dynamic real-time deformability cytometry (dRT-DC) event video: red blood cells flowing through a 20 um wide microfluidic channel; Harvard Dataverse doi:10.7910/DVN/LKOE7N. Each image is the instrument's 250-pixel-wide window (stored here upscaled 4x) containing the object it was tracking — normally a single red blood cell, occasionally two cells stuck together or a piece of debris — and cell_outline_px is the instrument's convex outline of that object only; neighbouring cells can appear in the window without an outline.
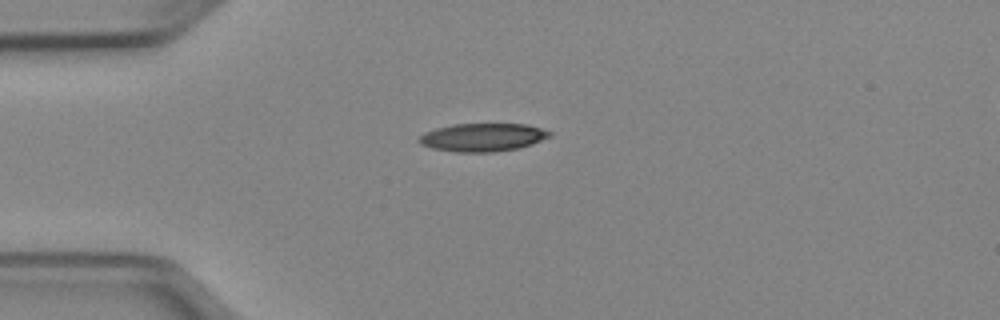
{"species": "Egyptian fruit bat (a non-hibernating species)", "species_latin": "Rousettus aegyptiacus", "temperature_condition": "cold", "stored_images_in_passage": 39, "camera_frame_rate_fps": 3000, "um_per_image_px": 0.085, "animal": {"sex": "female"}, "frame": {"image": 1, "passage_image": 1, "time_ms": 0.0, "image_size_px": [1000, 320], "cell_outline_px": [[552, 136], [532, 144], [520, 148], [492, 152], [456, 152], [432, 148], [420, 144], [416, 140], [424, 132], [436, 128], [452, 124], [528, 124], [552, 132]], "centroid_in_image_um": [41.02, 11.67], "position_along_channel_um": 44.0, "area_um2": 21.56}}
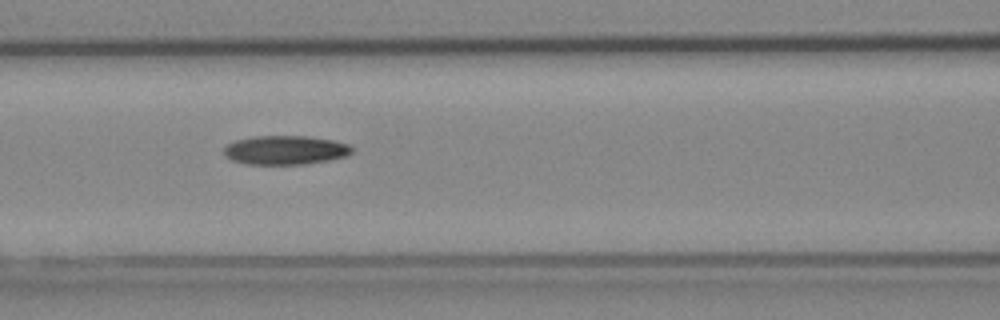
{"frame": {"image": 2, "passage_image": 10, "time_ms": 3.0, "image_size_px": [1000, 320], "cell_outline_px": [[352, 152], [348, 156], [328, 160], [304, 164], [248, 164], [232, 160], [224, 156], [224, 148], [228, 144], [236, 140], [252, 136], [308, 136], [336, 140], [348, 144], [352, 148]], "centroid_in_image_um": [24.27, 12.75], "position_along_channel_um": 142.3, "area_um2": 21.73}}
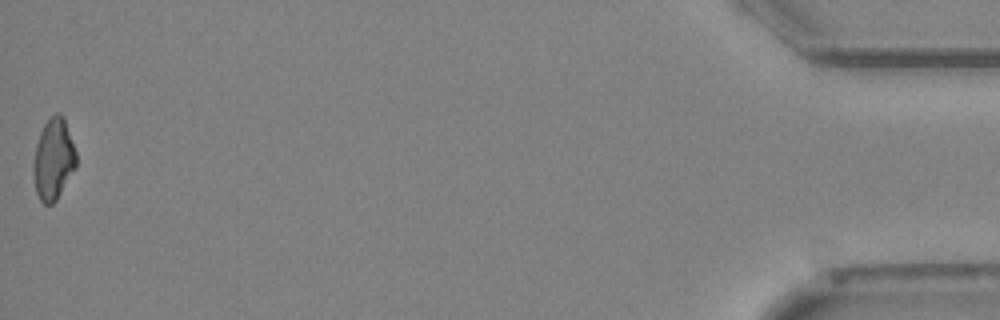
{"frame": {"image": 3, "passage_image": 39, "time_ms": 12.667, "image_size_px": [1000, 320], "cell_outline_px": [[76, 168], [56, 200], [52, 204], [44, 204], [40, 200], [36, 192], [32, 172], [32, 164], [36, 144], [40, 132], [44, 124], [56, 112], [60, 112], [64, 116], [76, 152]], "centroid_in_image_um": [4.53, 13.53], "position_along_channel_um": 430.7, "area_um2": 20.46}}